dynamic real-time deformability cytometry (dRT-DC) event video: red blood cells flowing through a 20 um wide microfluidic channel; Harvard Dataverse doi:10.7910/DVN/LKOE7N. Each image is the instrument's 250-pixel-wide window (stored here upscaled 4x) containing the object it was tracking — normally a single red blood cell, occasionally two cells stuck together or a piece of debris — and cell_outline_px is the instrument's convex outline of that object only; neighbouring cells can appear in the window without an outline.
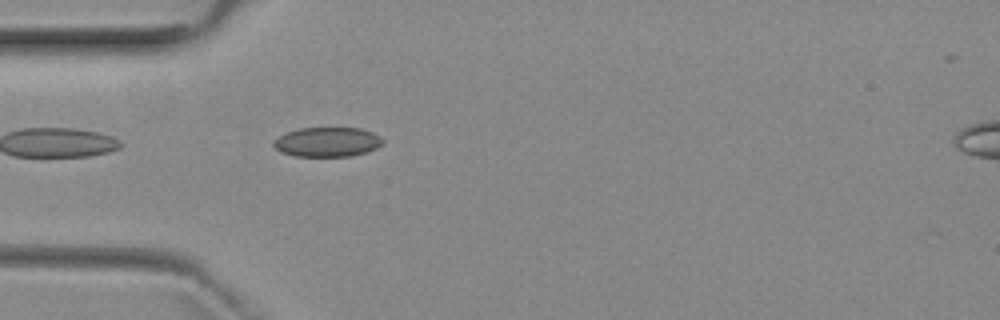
{"species": "common noctule bat (a hibernating species)", "species_latin": "Nyctalus noctula", "temperature_condition": "room temperature", "stored_images_in_passage": 4, "camera_frame_rate_fps": 3000, "um_per_image_px": 0.085, "animal": {"sex": "female", "body_mass_g": 29.2, "forearm_length_mm": 56.3}, "frame": {"image": 1, "passage_image": 4, "time_ms": 4.667, "image_size_px": [1000, 320], "cell_outline_px": [[384, 144], [376, 148], [352, 156], [296, 156], [280, 152], [272, 144], [272, 140], [288, 132], [300, 128], [360, 128], [372, 132], [380, 136], [384, 140]], "centroid_in_image_um": [27.83, 12.07], "position_along_channel_um": 57.2, "area_um2": 18.79}}